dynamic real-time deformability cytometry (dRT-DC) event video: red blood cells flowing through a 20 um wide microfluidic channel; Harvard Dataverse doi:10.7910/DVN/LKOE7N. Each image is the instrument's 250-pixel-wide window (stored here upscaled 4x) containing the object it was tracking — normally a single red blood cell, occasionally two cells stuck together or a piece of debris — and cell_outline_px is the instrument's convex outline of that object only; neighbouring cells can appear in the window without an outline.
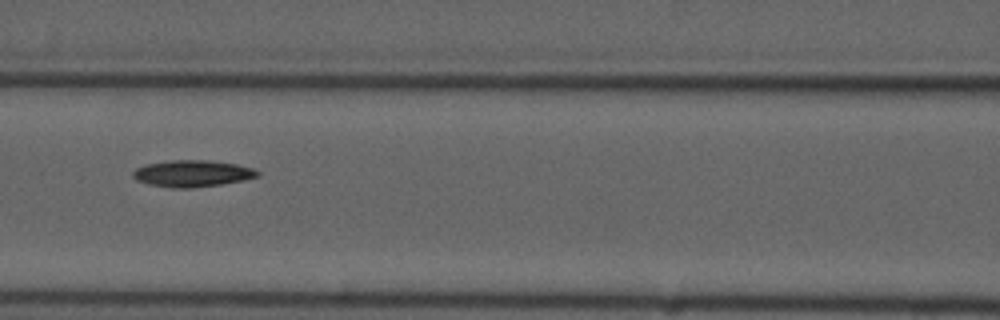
{"species": "common noctule bat (a hibernating species)", "species_latin": "Nyctalus noctula", "temperature_condition": "cold", "stored_images_in_passage": 11, "camera_frame_rate_fps": 3000, "um_per_image_px": 0.085, "animal": {"sex": "male", "forearm_length_mm": 52.5}, "frame": {"image": 1, "passage_image": 7, "time_ms": 7.667, "image_size_px": [1000, 320], "cell_outline_px": [[260, 176], [244, 180], [220, 184], [192, 188], [172, 188], [148, 184], [136, 180], [132, 176], [132, 172], [136, 168], [148, 164], [172, 160], [208, 160], [236, 164], [252, 168], [260, 172]], "centroid_in_image_um": [16.35, 14.75], "position_along_channel_um": 150.3, "area_um2": 19.31}}
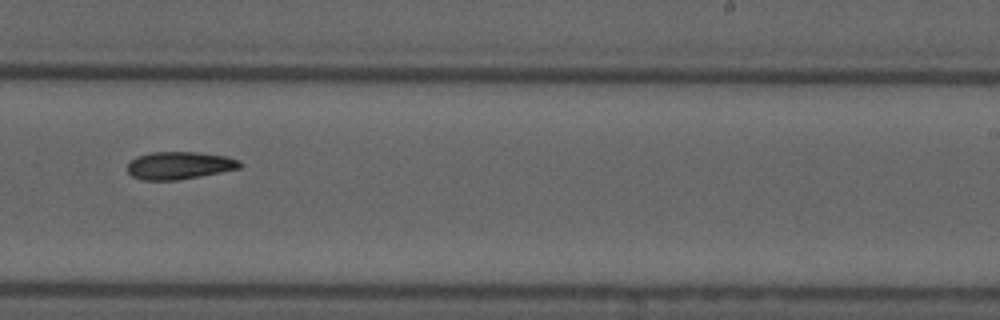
{"frame": {"image": 2, "passage_image": 10, "time_ms": 11.0, "image_size_px": [1000, 320], "cell_outline_px": [[244, 164], [240, 168], [200, 176], [176, 180], [144, 180], [132, 176], [128, 172], [128, 164], [136, 156], [152, 152], [196, 152], [228, 156], [240, 160]], "centroid_in_image_um": [15.28, 14.05], "position_along_channel_um": 273.7, "area_um2": 18.09}}
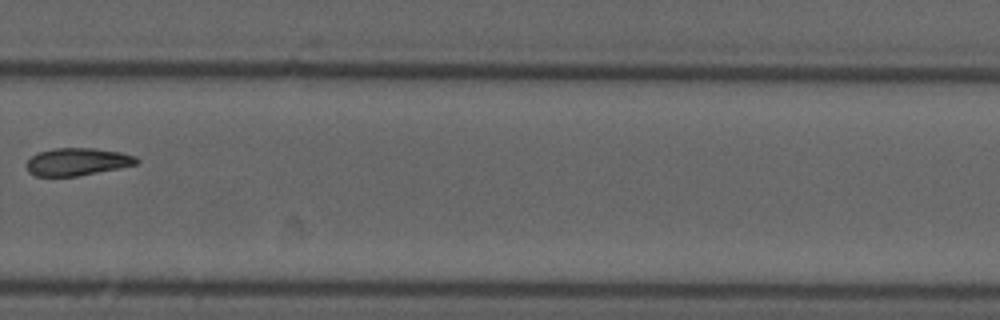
{"frame": {"image": 3, "passage_image": 11, "time_ms": 12.333, "image_size_px": [1000, 320], "cell_outline_px": [[140, 160], [136, 164], [76, 176], [36, 176], [28, 172], [24, 164], [36, 152], [52, 148], [92, 148], [120, 152], [136, 156]], "centroid_in_image_um": [6.5, 13.74], "position_along_channel_um": 323.3, "area_um2": 17.63}}